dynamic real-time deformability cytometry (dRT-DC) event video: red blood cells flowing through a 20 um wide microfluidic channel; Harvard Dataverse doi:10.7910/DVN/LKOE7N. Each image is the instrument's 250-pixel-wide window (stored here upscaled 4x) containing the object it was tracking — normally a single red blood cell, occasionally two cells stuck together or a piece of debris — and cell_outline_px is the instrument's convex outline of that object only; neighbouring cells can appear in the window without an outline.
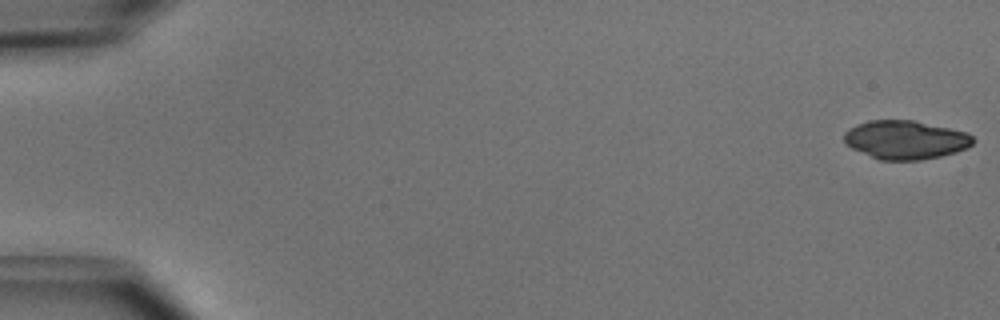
{"species": "common noctule bat (a hibernating species)", "species_latin": "Nyctalus noctula", "temperature_condition": "cold", "stored_images_in_passage": 50, "camera_frame_rate_fps": 3000, "um_per_image_px": 0.085, "animal": {"sex": "male", "body_mass_g": 15.6}, "frame": {"image": 1, "passage_image": 1, "time_ms": 0.0, "image_size_px": [1000, 320], "cell_outline_px": [[976, 140], [968, 148], [956, 152], [940, 156], [920, 160], [880, 160], [852, 148], [844, 144], [844, 132], [848, 128], [856, 124], [868, 120], [912, 120], [968, 132]], "centroid_in_image_um": [76.96, 11.88], "position_along_channel_um": 8.0, "area_um2": 29.19}}
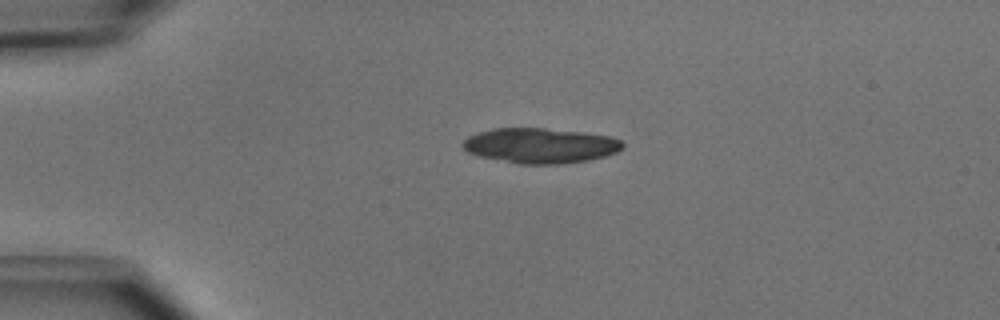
{"frame": {"image": 2, "passage_image": 12, "time_ms": 3.667, "image_size_px": [1000, 320], "cell_outline_px": [[624, 148], [616, 152], [604, 156], [588, 160], [560, 164], [520, 164], [480, 156], [468, 152], [460, 144], [468, 136], [492, 128], [544, 128], [584, 132], [612, 136], [620, 140], [624, 144]], "centroid_in_image_um": [45.94, 12.37], "position_along_channel_um": 39.1, "area_um2": 32.77}, "authors_computed_cell_mechanics": {"area_um2": 29.4491, "velocity_mm_per_s": 3.9843, "shape_relaxation_time_tau1_ms": 0.4368, "shape_relaxation_time_tau2_ms": null, "deformation_change_tau1": 0.2643, "deformation_change_tau2": null}}